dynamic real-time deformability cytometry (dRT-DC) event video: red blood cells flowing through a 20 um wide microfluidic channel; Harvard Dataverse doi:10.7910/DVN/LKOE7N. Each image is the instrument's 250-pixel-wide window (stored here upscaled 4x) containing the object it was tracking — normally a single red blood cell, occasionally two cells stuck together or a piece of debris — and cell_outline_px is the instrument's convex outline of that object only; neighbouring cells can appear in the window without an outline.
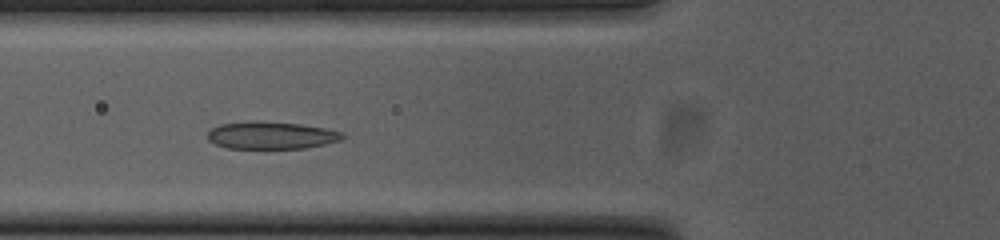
{"species": "common noctule bat (a hibernating species)", "species_latin": "Nyctalus noctula", "temperature_condition": "cold", "stored_images_in_passage": 48, "camera_frame_rate_fps": 3000, "um_per_image_px": 0.085, "animal": {"sex": "female", "body_mass_g": 23.0, "forearm_length_mm": 53.4}, "frame": {"image": 1, "passage_image": 14, "time_ms": 4.333, "image_size_px": [1000, 240], "cell_outline_px": [[344, 136], [340, 140], [324, 144], [304, 148], [228, 148], [216, 144], [208, 140], [208, 132], [212, 128], [220, 124], [252, 120], [260, 120], [300, 124], [324, 128], [344, 132]], "centroid_in_image_um": [23.04, 11.48], "position_along_channel_um": 102.8, "area_um2": 21.56}}
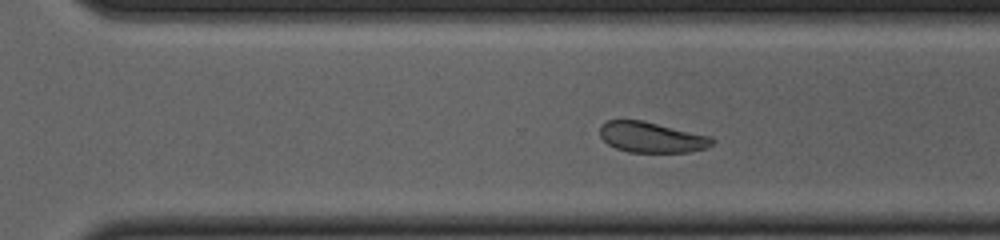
{"frame": {"image": 2, "passage_image": 31, "time_ms": 10.0, "image_size_px": [1000, 240], "cell_outline_px": [[716, 140], [712, 144], [704, 148], [688, 152], [628, 152], [616, 148], [608, 144], [600, 136], [600, 124], [608, 120], [644, 120], [712, 136]], "centroid_in_image_um": [55.39, 11.65], "position_along_channel_um": 315.2, "area_um2": 20.17}}
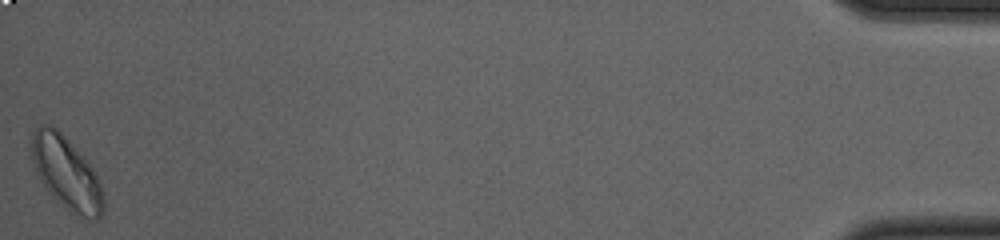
{"frame": {"image": 3, "passage_image": 48, "time_ms": 15.667, "image_size_px": [1000, 240], "cell_outline_px": [[104, 212], [96, 220], [88, 220], [68, 212], [48, 192], [40, 180], [36, 172], [32, 160], [28, 144], [28, 140], [32, 132], [40, 124], [48, 124], [56, 128], [64, 136], [92, 168], [100, 184], [104, 200]], "centroid_in_image_um": [5.59, 14.73], "position_along_channel_um": 429.6, "area_um2": 30.75}, "authors_computed_cell_mechanics": {"area_um2": 21.9062, "velocity_mm_per_s": 3.7508, "shape_relaxation_time_tau1_ms": 2.6225, "shape_relaxation_time_tau2_ms": 2.0847, "deformation_change_tau1": 0.0819, "deformation_change_tau2": 0.0559}}